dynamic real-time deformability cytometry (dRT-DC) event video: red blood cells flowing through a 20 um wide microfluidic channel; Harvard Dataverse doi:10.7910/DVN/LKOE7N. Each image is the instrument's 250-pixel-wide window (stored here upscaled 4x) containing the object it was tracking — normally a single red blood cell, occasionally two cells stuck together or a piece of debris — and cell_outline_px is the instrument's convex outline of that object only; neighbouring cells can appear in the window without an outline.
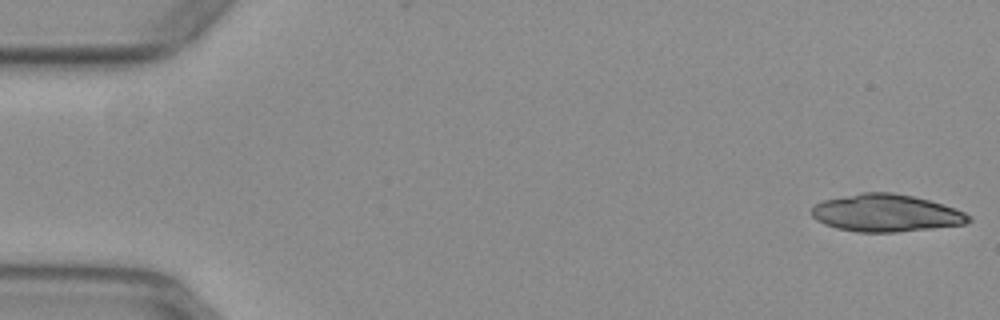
{"species": "common noctule bat (a hibernating species)", "species_latin": "Nyctalus noctula", "temperature_condition": "warm", "stored_images_in_passage": 52, "camera_frame_rate_fps": 3000, "um_per_image_px": 0.085, "animal": {"sex": "female", "body_mass_g": 29.2, "forearm_length_mm": 56.3}, "frame": {"image": 1, "passage_image": 1, "time_ms": 0.0, "image_size_px": [1000, 320], "cell_outline_px": [[972, 220], [964, 224], [932, 228], [896, 232], [856, 232], [836, 228], [824, 224], [816, 220], [812, 216], [812, 208], [816, 204], [824, 200], [860, 192], [892, 192], [912, 196], [928, 200], [956, 208], [972, 216]], "centroid_in_image_um": [75.31, 18.11], "position_along_channel_um": 9.7, "area_um2": 34.22}}
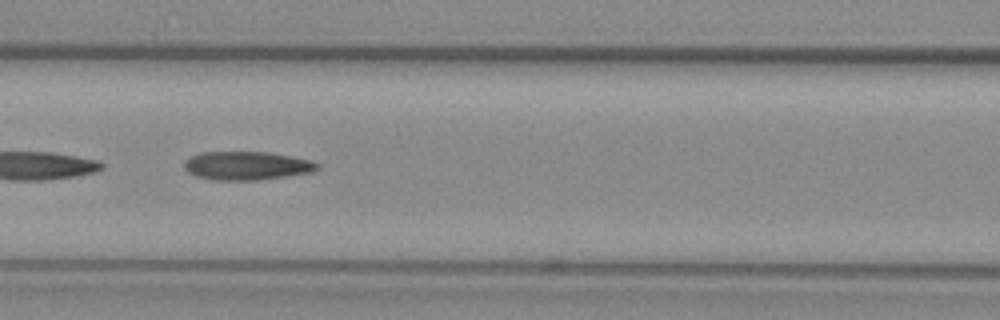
{"frame": {"image": 2, "passage_image": 23, "time_ms": 7.333, "image_size_px": [1000, 320], "cell_outline_px": [[320, 168], [312, 172], [288, 176], [256, 180], [212, 180], [196, 176], [188, 172], [184, 168], [184, 160], [200, 152], [268, 152], [292, 156], [312, 160], [320, 164]], "centroid_in_image_um": [20.99, 14.08], "position_along_channel_um": 145.6, "area_um2": 22.31}}
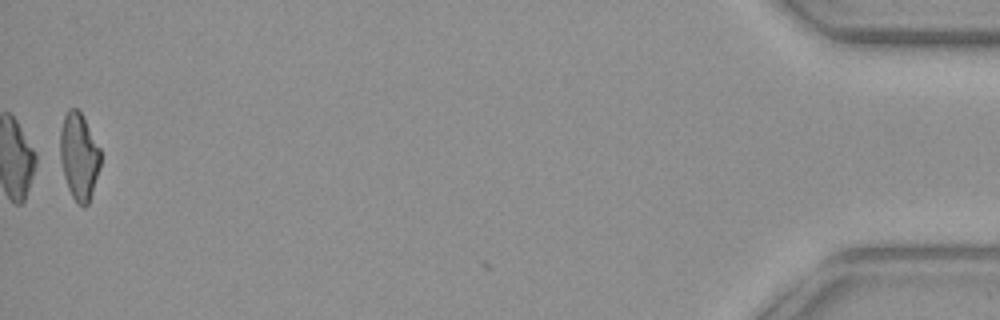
{"frame": {"image": 3, "passage_image": 52, "time_ms": 17.0, "image_size_px": [1000, 320], "cell_outline_px": [[100, 164], [88, 204], [84, 208], [72, 196], [68, 188], [64, 176], [60, 160], [60, 132], [64, 116], [68, 108], [76, 108], [80, 112], [100, 148]], "centroid_in_image_um": [6.69, 13.27], "position_along_channel_um": 428.5, "area_um2": 20.06}, "authors_computed_cell_mechanics": {"area_um2": 22.2819, "velocity_mm_per_s": 3.9444, "shape_relaxation_time_tau1_ms": null, "shape_relaxation_time_tau2_ms": 4.1862, "deformation_change_tau1": null, "deformation_change_tau2": 0.1546}}